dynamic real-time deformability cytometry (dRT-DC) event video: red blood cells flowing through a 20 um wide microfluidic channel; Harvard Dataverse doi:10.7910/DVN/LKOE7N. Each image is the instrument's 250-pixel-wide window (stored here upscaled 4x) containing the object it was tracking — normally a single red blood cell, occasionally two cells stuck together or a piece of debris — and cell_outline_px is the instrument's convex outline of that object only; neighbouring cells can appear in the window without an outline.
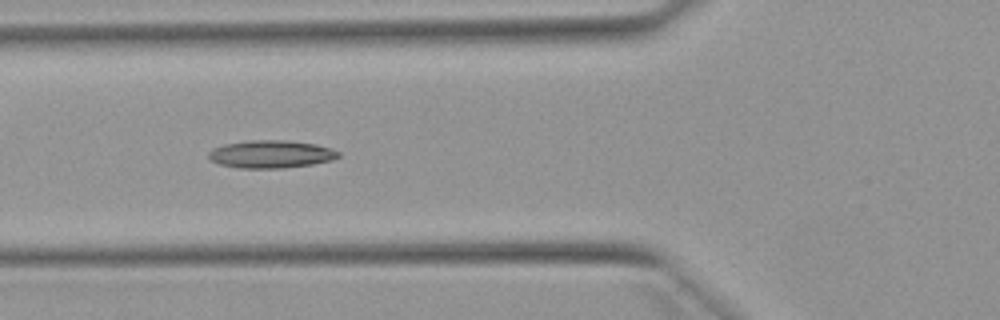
{"species": "Egyptian fruit bat (a non-hibernating species)", "species_latin": "Rousettus aegyptiacus", "temperature_condition": "warm", "stored_images_in_passage": 48, "camera_frame_rate_fps": 3000, "um_per_image_px": 0.085, "animal": {"sex": "female"}, "frame": {"image": 1, "passage_image": 15, "time_ms": 4.667, "image_size_px": [1000, 320], "cell_outline_px": [[340, 156], [332, 160], [312, 164], [284, 168], [240, 168], [220, 164], [212, 160], [208, 156], [208, 152], [212, 148], [224, 144], [248, 140], [284, 140], [316, 144], [332, 148], [340, 152]], "centroid_in_image_um": [23.04, 13.1], "position_along_channel_um": 102.8, "area_um2": 21.04}}
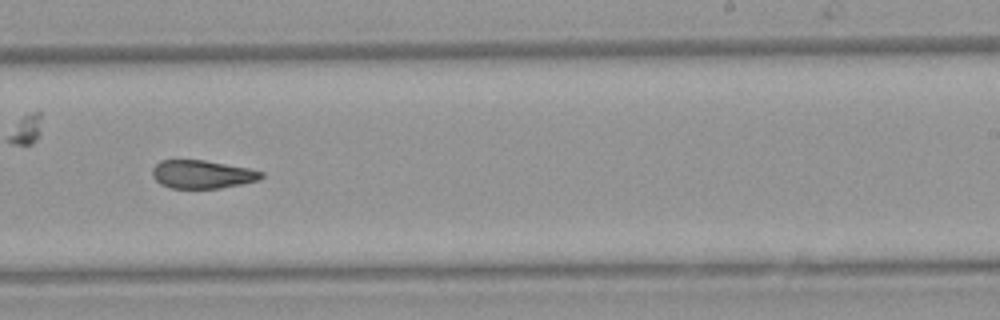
{"frame": {"image": 2, "passage_image": 28, "time_ms": 9.0, "image_size_px": [1000, 320], "cell_outline_px": [[264, 176], [260, 180], [220, 188], [168, 188], [160, 184], [152, 176], [152, 168], [160, 160], [204, 160], [248, 168], [264, 172]], "centroid_in_image_um": [17.18, 14.82], "position_along_channel_um": 271.8, "area_um2": 17.98}}
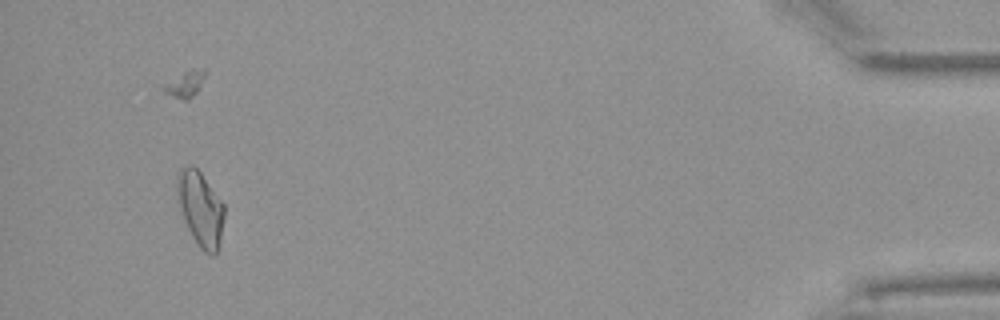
{"frame": {"image": 3, "passage_image": 45, "time_ms": 14.667, "image_size_px": [1000, 320], "cell_outline_px": [[224, 216], [220, 240], [216, 252], [212, 256], [204, 252], [200, 248], [192, 236], [184, 220], [176, 196], [176, 176], [180, 168], [192, 164], [200, 172], [224, 204]], "centroid_in_image_um": [17.01, 17.71], "position_along_channel_um": 418.2, "area_um2": 20.46}, "authors_computed_cell_mechanics": {"area_um2": 19.3919, "velocity_mm_per_s": 3.9085, "shape_relaxation_time_tau1_ms": 11.3675, "shape_relaxation_time_tau2_ms": 4.4904, "deformation_change_tau1": 0.2814, "deformation_change_tau2": 0.1444}}